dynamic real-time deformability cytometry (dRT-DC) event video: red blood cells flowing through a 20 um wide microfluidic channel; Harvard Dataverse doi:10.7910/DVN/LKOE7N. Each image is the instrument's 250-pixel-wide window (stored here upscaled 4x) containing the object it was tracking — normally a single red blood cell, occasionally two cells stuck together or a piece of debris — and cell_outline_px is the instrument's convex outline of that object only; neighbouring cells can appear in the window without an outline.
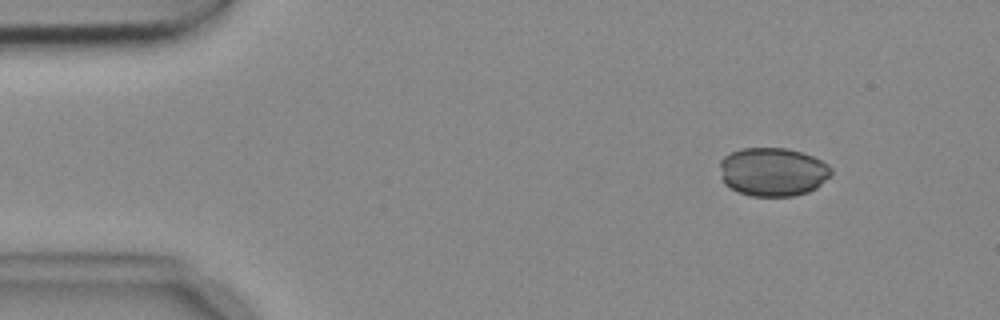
{"species": "common noctule bat (a hibernating species)", "species_latin": "Nyctalus noctula", "temperature_condition": "cold", "stored_images_in_passage": 8, "camera_frame_rate_fps": 3000, "um_per_image_px": 0.085, "animal": {"sex": "female", "body_mass_g": 18.4}, "frame": {"image": 1, "passage_image": 2, "time_ms": 0.333, "image_size_px": [1000, 320], "cell_outline_px": [[832, 172], [816, 188], [808, 192], [792, 196], [752, 196], [740, 192], [724, 184], [720, 176], [720, 160], [724, 156], [740, 148], [788, 148], [812, 156], [828, 164], [832, 168]], "centroid_in_image_um": [65.66, 14.6], "position_along_channel_um": 19.3, "area_um2": 31.5}}
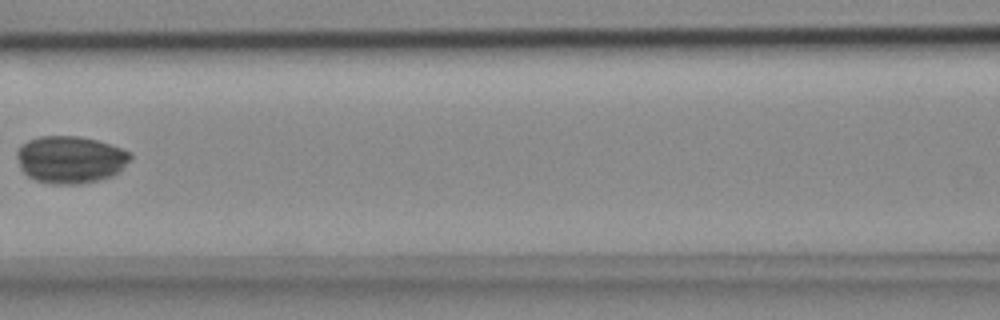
{"frame": {"image": 2, "passage_image": 7, "time_ms": 2.0, "image_size_px": [1000, 320], "cell_outline_px": [[132, 156], [112, 176], [80, 184], [52, 184], [36, 180], [28, 176], [20, 168], [16, 156], [16, 152], [28, 140], [40, 136], [76, 136], [96, 140], [132, 152]], "centroid_in_image_um": [5.94, 13.56], "position_along_channel_um": 160.7, "area_um2": 30.87}}
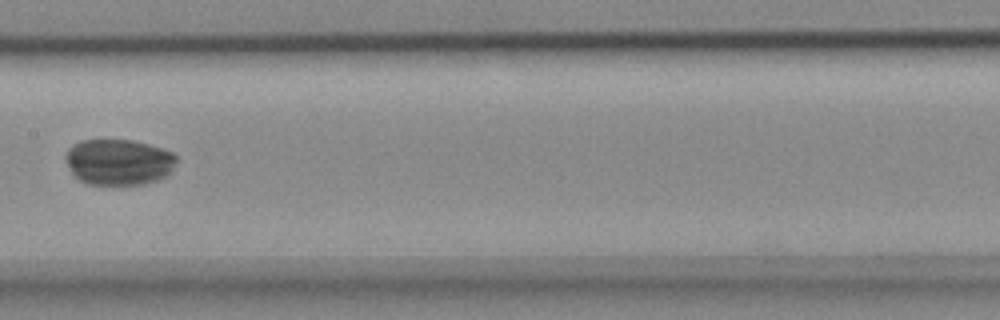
{"frame": {"image": 3, "passage_image": 8, "time_ms": 2.333, "image_size_px": [1000, 320], "cell_outline_px": [[176, 160], [172, 168], [164, 176], [156, 180], [144, 184], [88, 184], [80, 180], [72, 172], [64, 156], [68, 148], [84, 140], [132, 140], [148, 144], [172, 152], [176, 156]], "centroid_in_image_um": [10.07, 13.76], "position_along_channel_um": 197.3, "area_um2": 29.25}}